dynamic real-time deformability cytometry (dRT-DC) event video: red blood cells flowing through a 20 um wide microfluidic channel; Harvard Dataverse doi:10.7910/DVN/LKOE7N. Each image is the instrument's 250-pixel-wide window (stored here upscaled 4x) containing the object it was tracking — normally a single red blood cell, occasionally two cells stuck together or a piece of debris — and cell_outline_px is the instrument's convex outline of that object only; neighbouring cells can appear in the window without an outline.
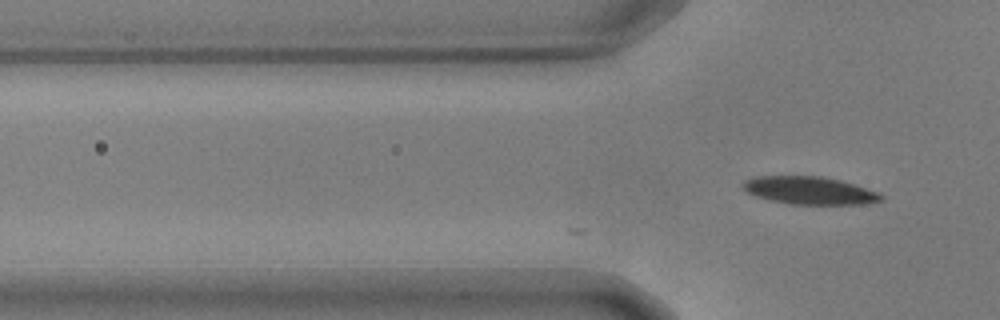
{"species": "common noctule bat (a hibernating species)", "species_latin": "Nyctalus noctula", "temperature_condition": "warm", "stored_images_in_passage": 7, "camera_frame_rate_fps": 3000, "um_per_image_px": 0.085, "animal": {"sex": "male", "body_mass_g": 17.9, "forearm_length_mm": 54.2}, "frame": {"image": 1, "passage_image": 7, "time_ms": 2.0, "image_size_px": [1000, 320], "cell_outline_px": [[884, 200], [860, 204], [792, 204], [768, 200], [756, 196], [748, 192], [740, 184], [744, 180], [756, 176], [820, 176], [840, 180], [880, 192], [884, 196]], "centroid_in_image_um": [68.81, 16.19], "position_along_channel_um": 57.0, "area_um2": 22.37}}